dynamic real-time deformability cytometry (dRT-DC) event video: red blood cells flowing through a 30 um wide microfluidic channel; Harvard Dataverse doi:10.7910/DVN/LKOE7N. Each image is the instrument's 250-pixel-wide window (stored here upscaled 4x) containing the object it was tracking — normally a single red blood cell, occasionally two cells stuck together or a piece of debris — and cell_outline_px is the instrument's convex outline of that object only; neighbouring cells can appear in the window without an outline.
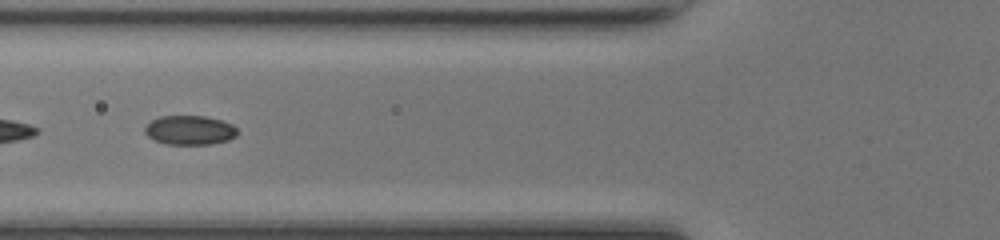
{"species": "common noctule bat (a hibernating species)", "species_latin": "Nyctalus noctula", "temperature_condition": "room temperature", "stored_images_in_passage": 22, "camera_frame_rate_fps": 3000, "um_per_image_px": 0.085, "animal": {"sex": "female", "body_mass_g": 17.0, "forearm_length_mm": 48.0}, "frame": {"image": 1, "passage_image": 18, "time_ms": 5.667, "image_size_px": [1000, 240], "cell_outline_px": [[236, 136], [228, 140], [212, 144], [164, 144], [148, 136], [144, 132], [144, 128], [152, 120], [160, 116], [204, 116], [220, 120], [232, 124], [236, 128]], "centroid_in_image_um": [16.12, 11.06], "position_along_channel_um": 109.7, "area_um2": 15.66}}